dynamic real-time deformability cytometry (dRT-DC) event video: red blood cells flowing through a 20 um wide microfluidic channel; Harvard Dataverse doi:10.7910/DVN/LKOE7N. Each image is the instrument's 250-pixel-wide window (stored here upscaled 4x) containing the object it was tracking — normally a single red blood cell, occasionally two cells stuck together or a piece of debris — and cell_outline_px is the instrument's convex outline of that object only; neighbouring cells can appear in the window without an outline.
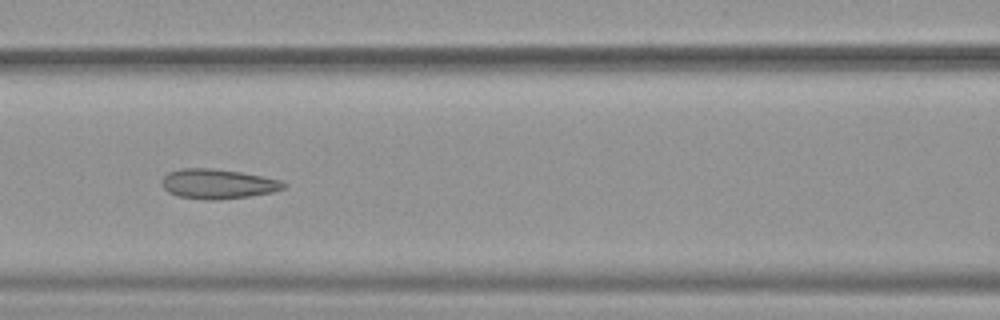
{"species": "common noctule bat (a hibernating species)", "species_latin": "Nyctalus noctula", "temperature_condition": "warm", "stored_images_in_passage": 34, "camera_frame_rate_fps": 3000, "um_per_image_px": 0.085, "animal": {"sex": "female", "body_mass_g": 19.9}, "frame": {"image": 1, "passage_image": 21, "time_ms": 6.667, "image_size_px": [1000, 320], "cell_outline_px": [[288, 184], [284, 188], [272, 192], [248, 196], [216, 200], [204, 200], [176, 196], [168, 192], [164, 188], [164, 176], [168, 172], [180, 168], [212, 168], [240, 172], [280, 180]], "centroid_in_image_um": [18.5, 15.63], "position_along_channel_um": 148.1, "area_um2": 20.98}}